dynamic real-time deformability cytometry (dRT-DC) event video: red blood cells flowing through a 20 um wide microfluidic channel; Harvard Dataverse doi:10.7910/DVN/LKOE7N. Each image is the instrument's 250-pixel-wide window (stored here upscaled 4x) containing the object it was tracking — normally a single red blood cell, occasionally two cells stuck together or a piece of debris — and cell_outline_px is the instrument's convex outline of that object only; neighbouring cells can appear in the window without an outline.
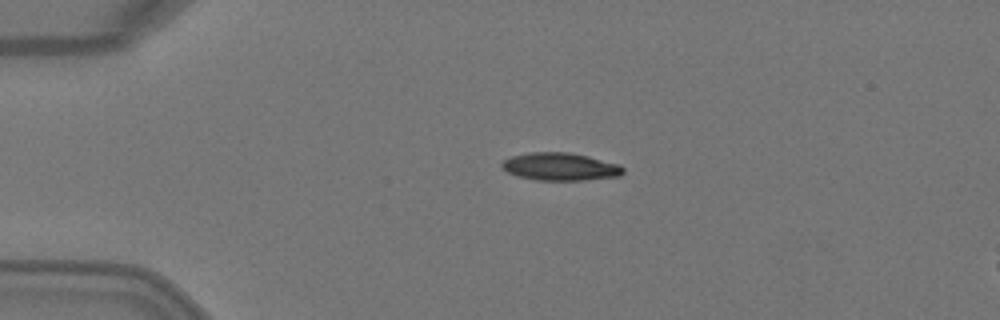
{"species": "Egyptian fruit bat (a non-hibernating species)", "species_latin": "Rousettus aegyptiacus", "temperature_condition": "warm", "stored_images_in_passage": 2, "camera_frame_rate_fps": 3000, "um_per_image_px": 0.085, "animal": {"sex": "female"}, "frame": {"image": 1, "passage_image": 1, "time_ms": 0.0, "image_size_px": [1000, 320], "cell_outline_px": [[624, 172], [620, 176], [584, 180], [536, 180], [516, 176], [508, 172], [500, 164], [504, 160], [512, 156], [528, 152], [568, 152], [588, 156], [620, 164], [624, 168]], "centroid_in_image_um": [47.64, 14.16], "position_along_channel_um": 37.4, "area_um2": 19.65}}